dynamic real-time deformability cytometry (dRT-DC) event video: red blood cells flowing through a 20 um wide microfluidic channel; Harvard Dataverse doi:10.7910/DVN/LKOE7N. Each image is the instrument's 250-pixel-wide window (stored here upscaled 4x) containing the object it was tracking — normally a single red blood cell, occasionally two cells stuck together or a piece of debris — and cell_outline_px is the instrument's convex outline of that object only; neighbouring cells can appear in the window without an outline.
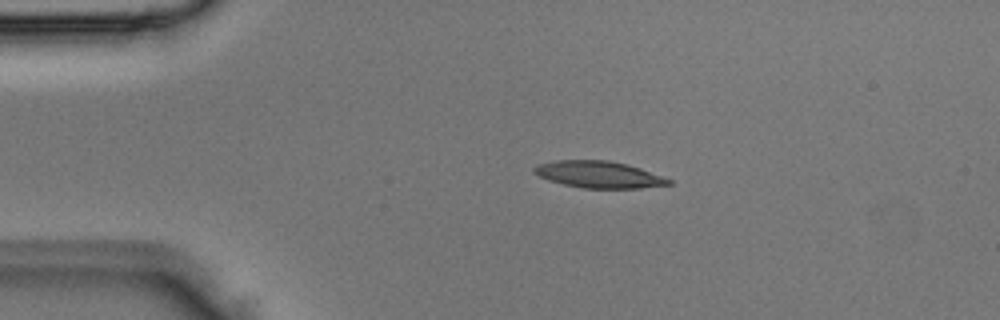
{"species": "Egyptian fruit bat (a non-hibernating species)", "species_latin": "Rousettus aegyptiacus", "temperature_condition": "room temperature", "stored_images_in_passage": 5, "camera_frame_rate_fps": 3000, "um_per_image_px": 0.085, "animal": {"sex": "male"}, "frame": {"image": 1, "passage_image": 2, "time_ms": 0.333, "image_size_px": [1000, 320], "cell_outline_px": [[672, 184], [640, 188], [584, 188], [564, 184], [548, 180], [532, 172], [532, 168], [540, 164], [556, 160], [608, 160], [628, 164], [640, 168], [672, 180]], "centroid_in_image_um": [50.9, 14.83], "position_along_channel_um": 34.1, "area_um2": 20.87}}